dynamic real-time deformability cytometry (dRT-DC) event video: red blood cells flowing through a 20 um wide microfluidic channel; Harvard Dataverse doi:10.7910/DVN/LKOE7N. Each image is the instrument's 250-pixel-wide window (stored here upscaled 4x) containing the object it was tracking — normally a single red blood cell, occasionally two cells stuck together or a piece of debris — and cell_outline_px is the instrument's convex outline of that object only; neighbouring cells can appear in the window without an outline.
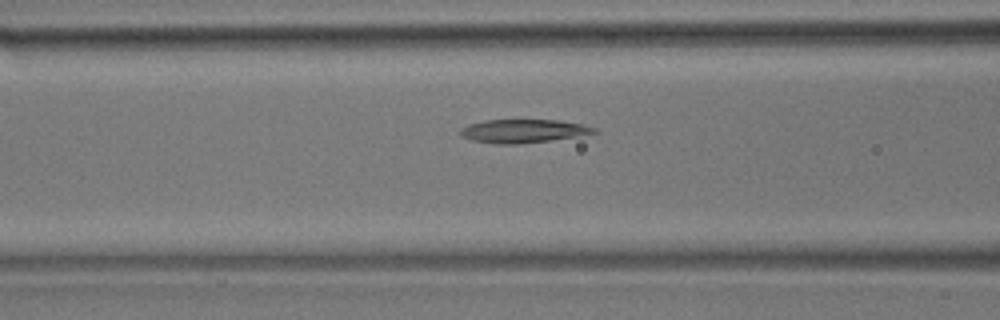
{"species": "common noctule bat (a hibernating species)", "species_latin": "Nyctalus noctula", "temperature_condition": "room temperature", "stored_images_in_passage": 31, "camera_frame_rate_fps": 3000, "um_per_image_px": 0.085, "animal": {"sex": "male", "body_mass_g": 17.9}, "frame": {"image": 1, "passage_image": 6, "time_ms": 1.667, "image_size_px": [1000, 320], "cell_outline_px": [[600, 132], [576, 136], [548, 140], [516, 144], [492, 144], [472, 140], [464, 136], [460, 132], [460, 128], [468, 124], [484, 120], [560, 120], [584, 124], [596, 128]], "centroid_in_image_um": [44.49, 11.13], "position_along_channel_um": 122.1, "area_um2": 18.21}}
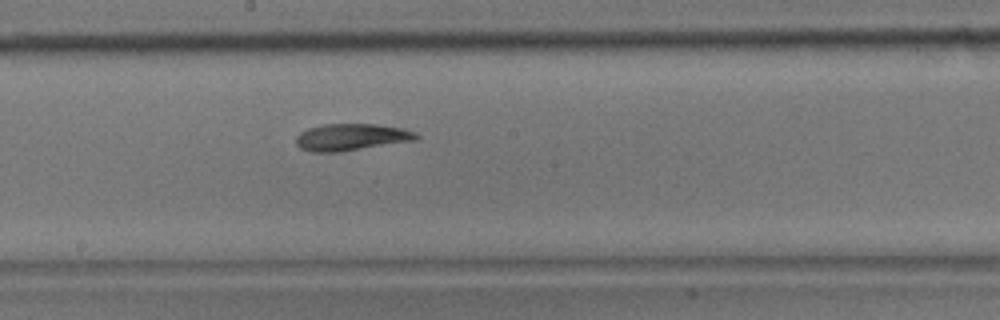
{"frame": {"image": 2, "passage_image": 13, "time_ms": 4.0, "image_size_px": [1000, 320], "cell_outline_px": [[420, 136], [416, 140], [340, 152], [312, 152], [300, 148], [296, 144], [296, 136], [300, 132], [308, 128], [324, 124], [376, 124], [404, 128], [416, 132]], "centroid_in_image_um": [29.87, 11.65], "position_along_channel_um": 218.3, "area_um2": 18.96}}
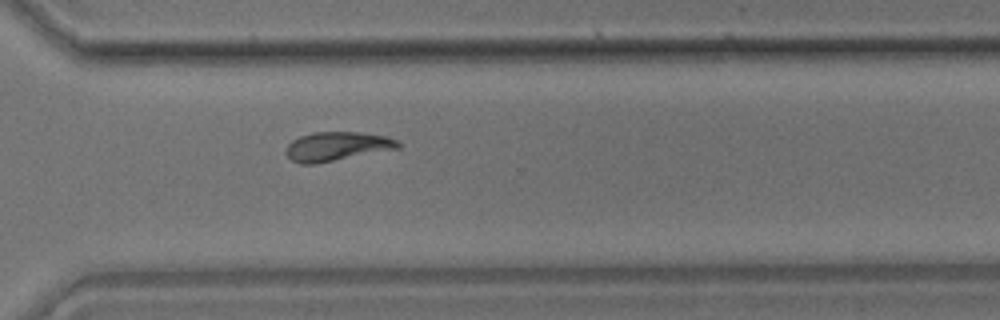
{"frame": {"image": 3, "passage_image": 22, "time_ms": 7.0, "image_size_px": [1000, 320], "cell_outline_px": [[400, 148], [316, 164], [300, 164], [292, 160], [284, 152], [288, 144], [292, 140], [300, 136], [312, 132], [360, 132], [388, 136], [396, 140], [400, 144]], "centroid_in_image_um": [28.63, 12.44], "position_along_channel_um": 342.0, "area_um2": 19.07}}